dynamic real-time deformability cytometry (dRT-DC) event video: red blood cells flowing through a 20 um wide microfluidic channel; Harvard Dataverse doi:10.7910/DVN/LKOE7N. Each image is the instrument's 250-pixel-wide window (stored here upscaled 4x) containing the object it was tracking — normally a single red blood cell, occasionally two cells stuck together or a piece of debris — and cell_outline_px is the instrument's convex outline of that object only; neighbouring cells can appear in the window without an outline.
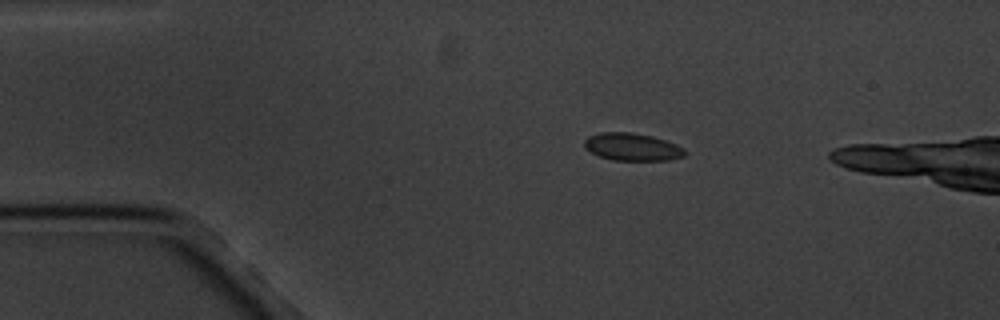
{"species": "common noctule bat (a hibernating species)", "species_latin": "Nyctalus noctula", "temperature_condition": "cold", "stored_images_in_passage": 5, "camera_frame_rate_fps": 3000, "um_per_image_px": 0.085, "animal": {"sex": "male", "body_mass_g": 20.1, "forearm_length_mm": 53.5}, "frame": {"image": 1, "passage_image": 3, "time_ms": 2.333, "image_size_px": [1000, 320], "cell_outline_px": [[688, 152], [684, 156], [668, 160], [612, 160], [600, 156], [584, 148], [584, 140], [588, 136], [600, 132], [632, 132], [652, 136], [676, 144], [684, 148]], "centroid_in_image_um": [53.74, 12.48], "position_along_channel_um": 31.3, "area_um2": 16.18}}